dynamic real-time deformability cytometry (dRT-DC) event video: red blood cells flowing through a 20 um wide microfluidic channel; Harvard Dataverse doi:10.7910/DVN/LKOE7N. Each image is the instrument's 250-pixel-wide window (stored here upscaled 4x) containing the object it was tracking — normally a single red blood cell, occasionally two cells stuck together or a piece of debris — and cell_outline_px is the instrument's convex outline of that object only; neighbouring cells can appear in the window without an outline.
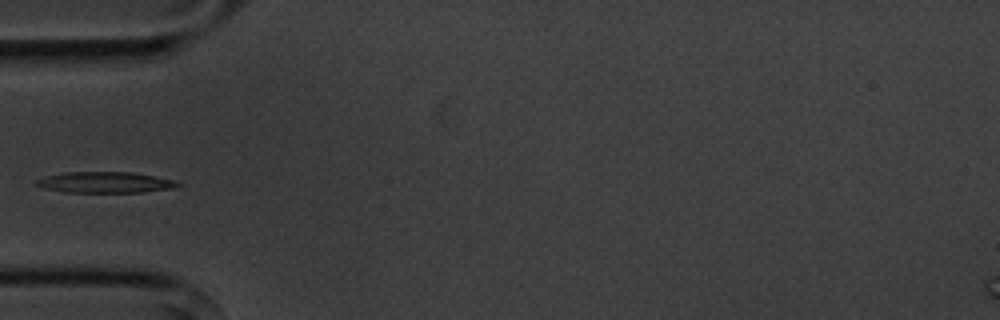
{"species": "common noctule bat (a hibernating species)", "species_latin": "Nyctalus noctula", "temperature_condition": "cold", "stored_images_in_passage": 4, "camera_frame_rate_fps": 3000, "um_per_image_px": 0.085, "animal": {"sex": "male", "body_mass_g": 20.1, "forearm_length_mm": 53.5}, "frame": {"image": 1, "passage_image": 4, "time_ms": 3.667, "image_size_px": [1000, 320], "cell_outline_px": [[184, 184], [172, 188], [144, 192], [64, 192], [44, 188], [36, 184], [36, 180], [44, 176], [60, 172], [128, 172], [156, 176], [172, 180]], "centroid_in_image_um": [8.91, 15.49], "position_along_channel_um": 76.1, "area_um2": 17.28}}